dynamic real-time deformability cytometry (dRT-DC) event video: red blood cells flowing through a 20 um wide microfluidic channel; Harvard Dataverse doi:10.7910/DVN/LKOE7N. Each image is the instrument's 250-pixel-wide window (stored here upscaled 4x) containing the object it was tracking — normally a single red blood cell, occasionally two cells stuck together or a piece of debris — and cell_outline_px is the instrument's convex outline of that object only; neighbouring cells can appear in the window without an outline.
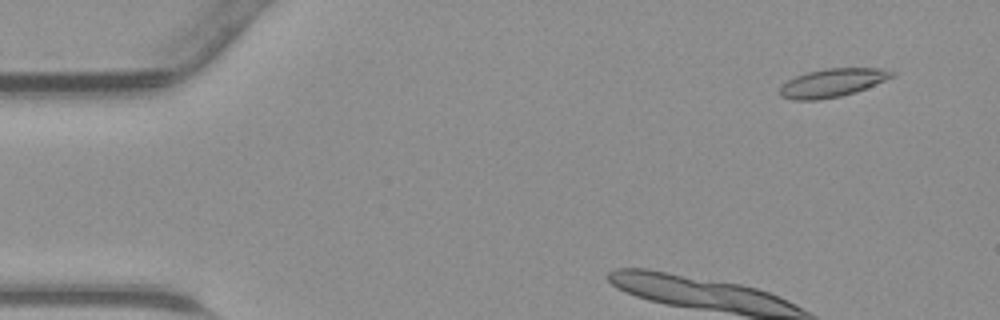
{"species": "common noctule bat (a hibernating species)", "species_latin": "Nyctalus noctula", "temperature_condition": "warm", "stored_images_in_passage": 10, "camera_frame_rate_fps": 3000, "um_per_image_px": 0.085, "animal": {"sex": "male", "body_mass_g": 23.1, "forearm_length_mm": 52.7}, "frame": {"image": 1, "passage_image": 4, "time_ms": 1.0, "image_size_px": [1000, 320], "cell_outline_px": [[896, 76], [856, 92], [840, 96], [820, 100], [792, 100], [780, 96], [780, 88], [788, 80], [796, 76], [808, 72], [828, 68], [880, 68], [896, 72]], "centroid_in_image_um": [70.78, 7.04], "position_along_channel_um": 14.2, "area_um2": 18.5}}